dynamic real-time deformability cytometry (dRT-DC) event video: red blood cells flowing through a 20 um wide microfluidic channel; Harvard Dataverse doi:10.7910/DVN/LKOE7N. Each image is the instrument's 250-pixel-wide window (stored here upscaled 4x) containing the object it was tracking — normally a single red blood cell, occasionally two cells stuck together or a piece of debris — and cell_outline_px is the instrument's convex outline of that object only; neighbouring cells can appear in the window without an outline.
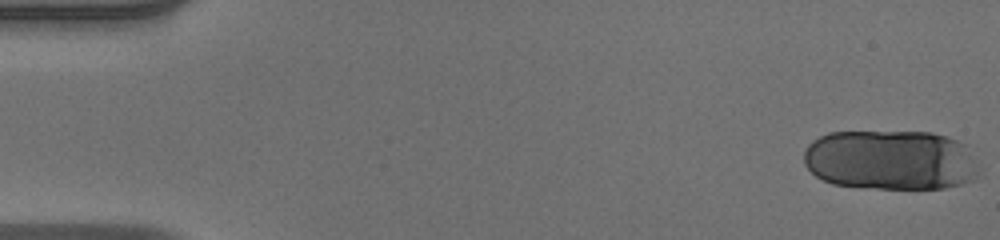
{"species": "human", "species_latin": "Homo sapiens", "temperature_condition": "warm", "stored_images_in_passage": 37, "camera_frame_rate_fps": 3000, "um_per_image_px": 0.085, "donor": {"sex": "male"}, "frame": {"image": 1, "passage_image": 1, "time_ms": 0.0, "image_size_px": [1000, 240], "cell_outline_px": [[984, 176], [976, 180], [944, 188], [860, 188], [832, 184], [816, 176], [804, 164], [804, 148], [812, 140], [828, 132], [932, 132], [948, 136], [968, 144], [976, 156]], "centroid_in_image_um": [75.8, 13.6], "position_along_channel_um": 9.2, "area_um2": 62.89}}
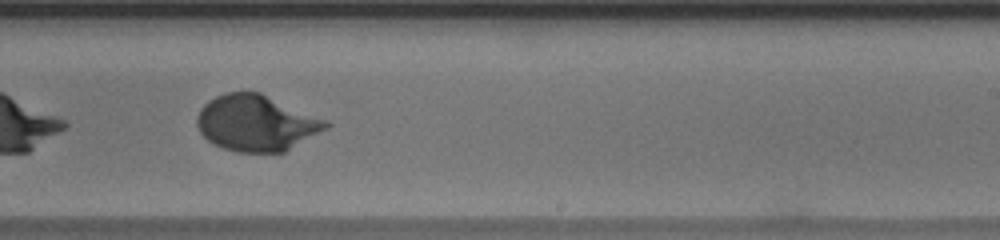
{"frame": {"image": 2, "passage_image": 33, "time_ms": 10.667, "image_size_px": [1000, 240], "cell_outline_px": [[332, 124], [328, 128], [284, 152], [236, 152], [224, 148], [208, 140], [200, 132], [196, 124], [196, 116], [200, 108], [208, 100], [216, 96], [228, 92], [260, 92], [328, 120]], "centroid_in_image_um": [21.79, 10.45], "position_along_channel_um": 267.2, "area_um2": 42.14}}